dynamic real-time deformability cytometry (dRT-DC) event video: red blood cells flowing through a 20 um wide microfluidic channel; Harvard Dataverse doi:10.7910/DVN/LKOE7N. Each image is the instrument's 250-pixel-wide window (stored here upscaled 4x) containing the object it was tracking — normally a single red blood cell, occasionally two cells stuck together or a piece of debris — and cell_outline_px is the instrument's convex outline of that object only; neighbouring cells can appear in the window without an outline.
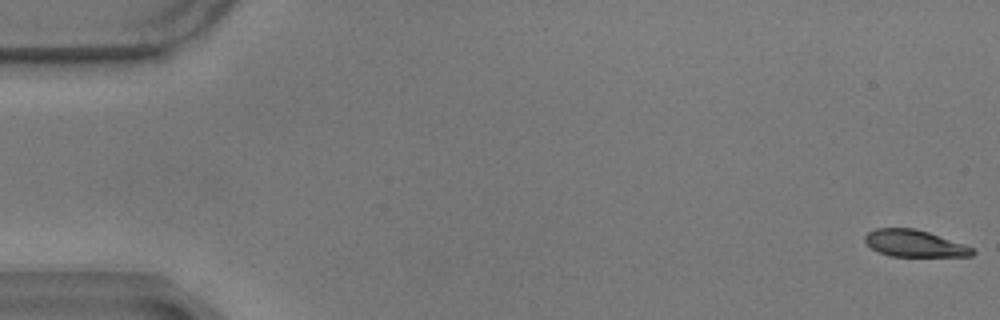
{"species": "common noctule bat (a hibernating species)", "species_latin": "Nyctalus noctula", "temperature_condition": "warm", "stored_images_in_passage": 4, "camera_frame_rate_fps": 3000, "um_per_image_px": 0.085, "animal": {"sex": "male", "body_mass_g": 17.9}, "frame": {"image": 1, "passage_image": 1, "time_ms": 0.0, "image_size_px": [1000, 320], "cell_outline_px": [[976, 252], [972, 256], [888, 256], [872, 248], [864, 240], [864, 236], [868, 232], [876, 228], [916, 228], [964, 244], [972, 248]], "centroid_in_image_um": [77.72, 20.69], "position_along_channel_um": 7.3, "area_um2": 16.7}}